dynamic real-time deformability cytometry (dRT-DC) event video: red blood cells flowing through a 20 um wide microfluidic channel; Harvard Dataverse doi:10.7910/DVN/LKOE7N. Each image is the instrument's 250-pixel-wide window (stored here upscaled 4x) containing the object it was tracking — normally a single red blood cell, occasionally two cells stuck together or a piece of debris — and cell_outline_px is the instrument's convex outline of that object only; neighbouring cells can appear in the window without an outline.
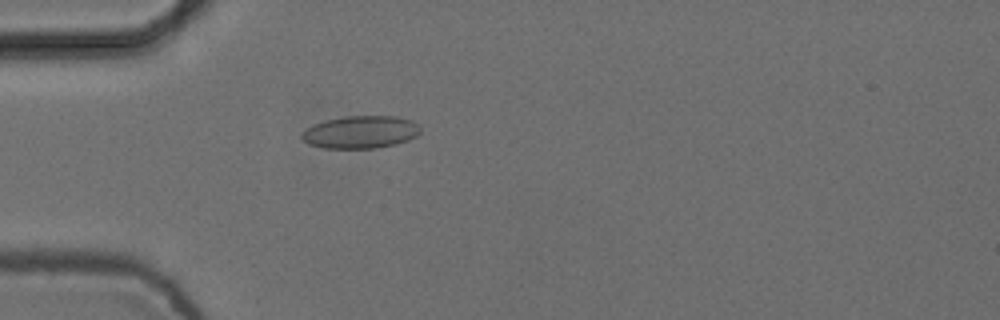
{"species": "common noctule bat (a hibernating species)", "species_latin": "Nyctalus noctula", "temperature_condition": "cold", "stored_images_in_passage": 1, "camera_frame_rate_fps": 3000, "um_per_image_px": 0.085, "animal": {"sex": "female", "body_mass_g": 24.6, "forearm_length_mm": 56.2}, "frame": {"image": 1, "passage_image": 1, "time_ms": 0.0, "image_size_px": [1000, 320], "cell_outline_px": [[420, 132], [416, 136], [408, 140], [396, 144], [376, 148], [324, 148], [308, 144], [300, 136], [300, 132], [312, 124], [324, 120], [344, 116], [396, 116], [412, 120], [420, 128]], "centroid_in_image_um": [30.61, 11.22], "position_along_channel_um": 54.4, "area_um2": 22.72}}